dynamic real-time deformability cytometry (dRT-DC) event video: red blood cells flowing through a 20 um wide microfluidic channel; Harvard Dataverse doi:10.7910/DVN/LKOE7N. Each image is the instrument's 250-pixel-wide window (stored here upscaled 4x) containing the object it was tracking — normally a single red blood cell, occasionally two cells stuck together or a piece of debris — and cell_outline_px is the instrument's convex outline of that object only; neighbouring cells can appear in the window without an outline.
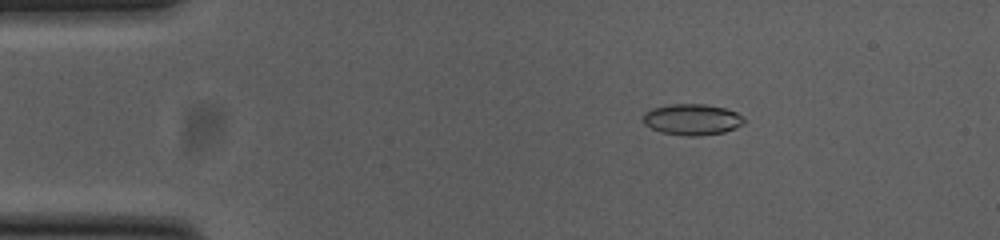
{"species": "common noctule bat (a hibernating species)", "species_latin": "Nyctalus noctula", "temperature_condition": "cold", "stored_images_in_passage": 53, "camera_frame_rate_fps": 3000, "um_per_image_px": 0.085, "animal": {"sex": "female", "body_mass_g": 23.0, "forearm_length_mm": 53.4}, "frame": {"image": 1, "passage_image": 9, "time_ms": 2.667, "image_size_px": [1000, 240], "cell_outline_px": [[744, 124], [736, 128], [724, 132], [700, 136], [688, 136], [660, 132], [644, 124], [644, 112], [652, 108], [668, 104], [704, 104], [724, 108], [736, 112], [744, 116]], "centroid_in_image_um": [58.84, 10.16], "position_along_channel_um": 26.2, "area_um2": 18.38}}
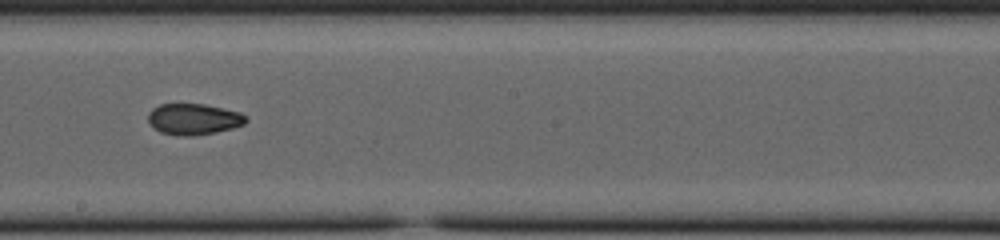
{"frame": {"image": 2, "passage_image": 30, "time_ms": 9.667, "image_size_px": [1000, 240], "cell_outline_px": [[248, 120], [244, 124], [232, 128], [216, 132], [188, 136], [184, 136], [160, 132], [148, 120], [148, 112], [152, 108], [160, 104], [204, 104], [240, 112], [248, 116]], "centroid_in_image_um": [16.48, 10.11], "position_along_channel_um": 231.7, "area_um2": 17.63}}
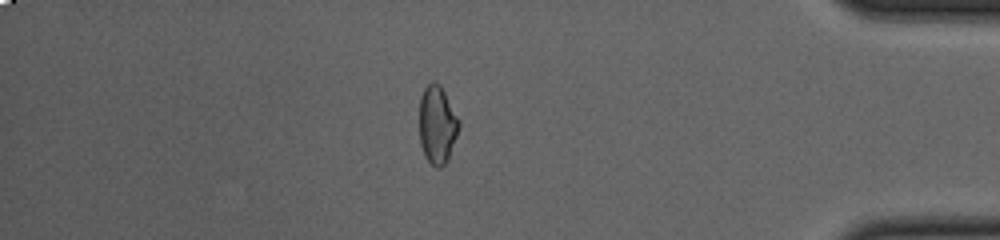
{"frame": {"image": 3, "passage_image": 46, "time_ms": 15.0, "image_size_px": [1000, 240], "cell_outline_px": [[460, 124], [456, 136], [448, 156], [444, 164], [440, 168], [436, 168], [428, 160], [420, 144], [420, 96], [424, 88], [432, 80], [436, 80], [440, 84], [460, 120]], "centroid_in_image_um": [37.16, 10.54], "position_along_channel_um": 398.0, "area_um2": 17.8}, "authors_computed_cell_mechanics": {"area_um2": 17.918, "velocity_mm_per_s": 3.8266, "shape_relaxation_time_tau1_ms": null, "shape_relaxation_time_tau2_ms": 2.4639, "deformation_change_tau1": null, "deformation_change_tau2": 0.0733}}